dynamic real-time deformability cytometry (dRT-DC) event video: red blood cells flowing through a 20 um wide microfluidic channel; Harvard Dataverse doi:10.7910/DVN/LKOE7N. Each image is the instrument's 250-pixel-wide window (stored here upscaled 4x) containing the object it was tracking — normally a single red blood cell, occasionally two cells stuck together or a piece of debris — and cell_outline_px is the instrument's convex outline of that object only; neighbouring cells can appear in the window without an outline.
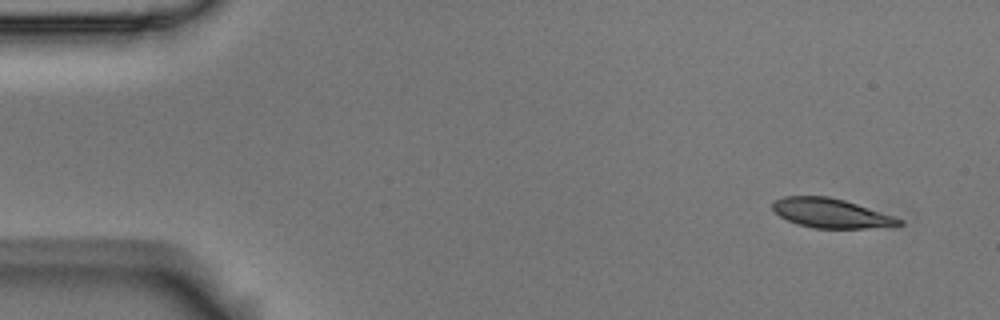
{"species": "Egyptian fruit bat (a non-hibernating species)", "species_latin": "Rousettus aegyptiacus", "temperature_condition": "room temperature", "stored_images_in_passage": 6, "camera_frame_rate_fps": 3000, "um_per_image_px": 0.085, "animal": {"sex": "male"}, "frame": {"image": 1, "passage_image": 1, "time_ms": 0.0, "image_size_px": [1000, 320], "cell_outline_px": [[904, 224], [900, 228], [812, 228], [788, 220], [780, 216], [772, 208], [772, 204], [776, 200], [784, 196], [828, 196], [844, 200], [896, 216], [904, 220]], "centroid_in_image_um": [70.78, 18.14], "position_along_channel_um": 14.2, "area_um2": 21.96}}
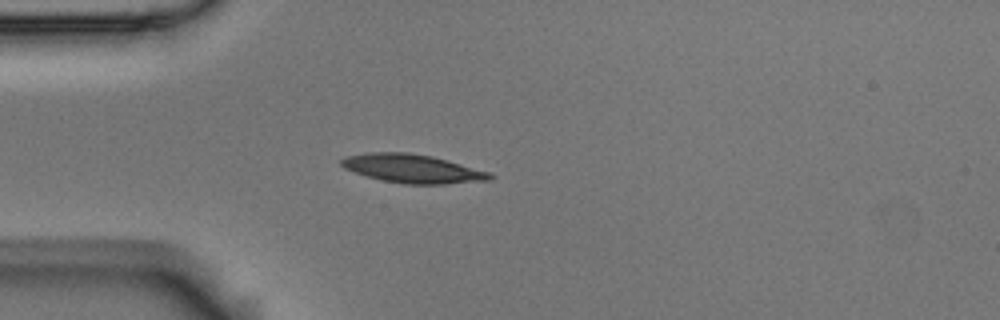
{"frame": {"image": 2, "passage_image": 4, "time_ms": 1.0, "image_size_px": [1000, 320], "cell_outline_px": [[496, 176], [492, 180], [444, 184], [404, 184], [380, 180], [344, 168], [340, 164], [340, 160], [348, 156], [372, 152], [408, 152], [432, 156], [448, 160], [488, 172]], "centroid_in_image_um": [35.09, 14.34], "position_along_channel_um": 49.9, "area_um2": 24.68}}
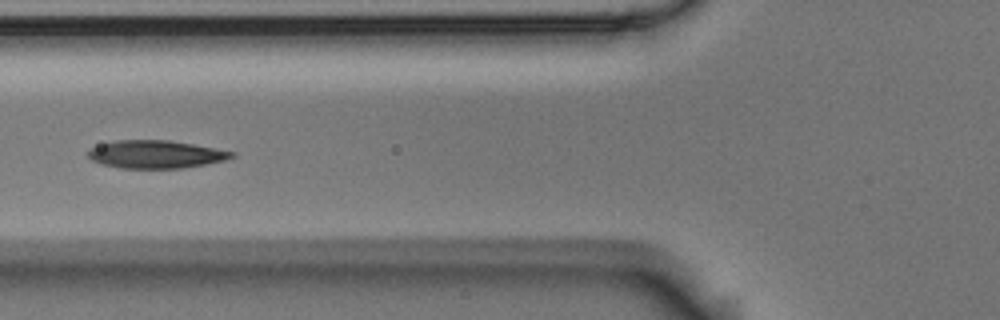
{"frame": {"image": 3, "passage_image": 6, "time_ms": 1.667, "image_size_px": [1000, 320], "cell_outline_px": [[236, 156], [224, 160], [184, 168], [120, 168], [100, 164], [92, 160], [88, 156], [88, 148], [100, 144], [116, 140], [168, 140], [216, 148], [236, 152]], "centroid_in_image_um": [13.21, 13.11], "position_along_channel_um": 112.6, "area_um2": 23.41}}